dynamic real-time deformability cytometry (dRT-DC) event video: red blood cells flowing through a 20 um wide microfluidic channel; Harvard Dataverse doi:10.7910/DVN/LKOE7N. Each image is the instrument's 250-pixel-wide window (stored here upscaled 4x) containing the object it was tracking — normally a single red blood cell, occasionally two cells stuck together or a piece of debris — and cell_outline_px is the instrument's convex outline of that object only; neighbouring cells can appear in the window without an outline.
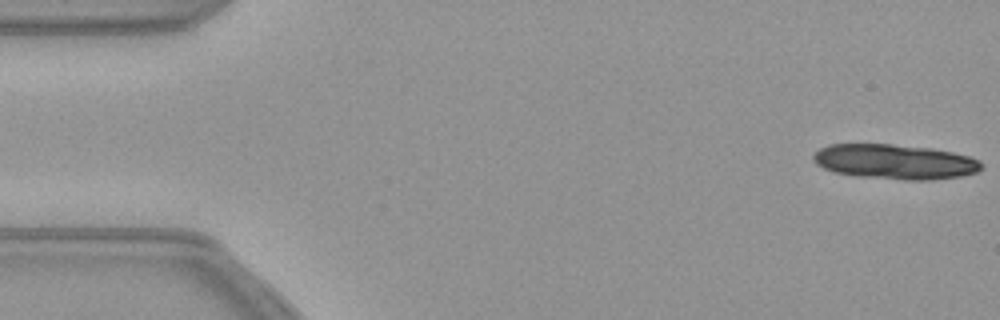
{"species": "common noctule bat (a hibernating species)", "species_latin": "Nyctalus noctula", "temperature_condition": "warm", "stored_images_in_passage": 14, "camera_frame_rate_fps": 3000, "um_per_image_px": 0.085, "animal": {"sex": "female", "body_mass_g": 21.9}, "frame": {"image": 1, "passage_image": 1, "time_ms": 0.0, "image_size_px": [1000, 320], "cell_outline_px": [[984, 168], [976, 172], [960, 176], [932, 180], [904, 180], [856, 176], [832, 172], [816, 164], [812, 160], [812, 156], [820, 148], [828, 144], [892, 144], [932, 148], [952, 152], [968, 156], [980, 160], [984, 164]], "centroid_in_image_um": [76.07, 13.75], "position_along_channel_um": 8.9, "area_um2": 34.51}}